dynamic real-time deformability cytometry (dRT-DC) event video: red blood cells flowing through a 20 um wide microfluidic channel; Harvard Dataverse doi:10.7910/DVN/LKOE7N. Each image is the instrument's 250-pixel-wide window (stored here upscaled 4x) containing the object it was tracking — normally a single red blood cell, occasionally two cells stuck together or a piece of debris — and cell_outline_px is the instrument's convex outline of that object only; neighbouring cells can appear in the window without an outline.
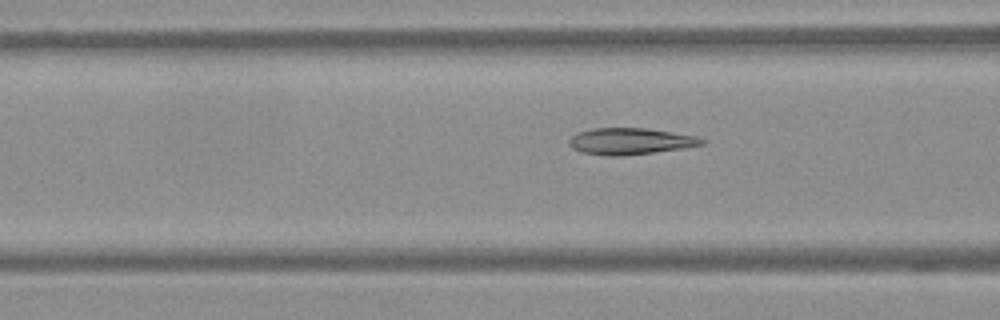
{"species": "Egyptian fruit bat (a non-hibernating species)", "species_latin": "Rousettus aegyptiacus", "temperature_condition": "warm", "stored_images_in_passage": 61, "camera_frame_rate_fps": 3000, "um_per_image_px": 0.085, "frame": {"image": 1, "passage_image": 25, "time_ms": 8.0, "image_size_px": [1000, 320], "cell_outline_px": [[704, 144], [680, 148], [624, 156], [608, 156], [580, 152], [572, 148], [568, 144], [568, 140], [576, 132], [592, 128], [644, 128], [672, 132], [696, 136], [704, 140]], "centroid_in_image_um": [53.49, 12.0], "position_along_channel_um": 113.1, "area_um2": 20.4}}
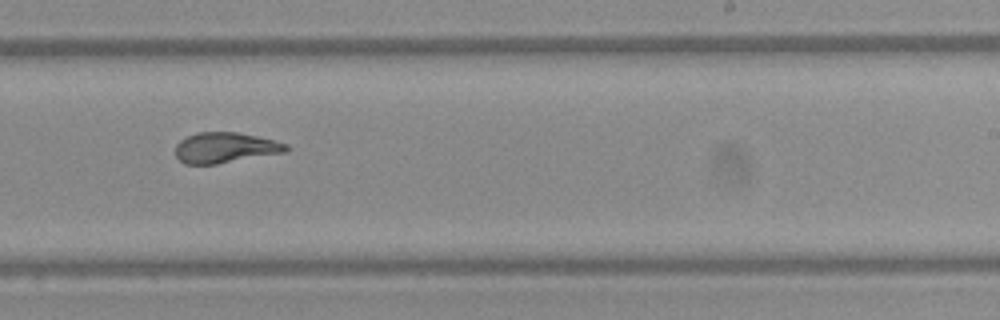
{"frame": {"image": 2, "passage_image": 39, "time_ms": 12.667, "image_size_px": [1000, 320], "cell_outline_px": [[292, 148], [288, 152], [216, 164], [184, 164], [176, 156], [176, 144], [180, 140], [196, 132], [236, 132], [256, 136], [288, 144]], "centroid_in_image_um": [19.17, 12.56], "position_along_channel_um": 269.8, "area_um2": 19.77}}
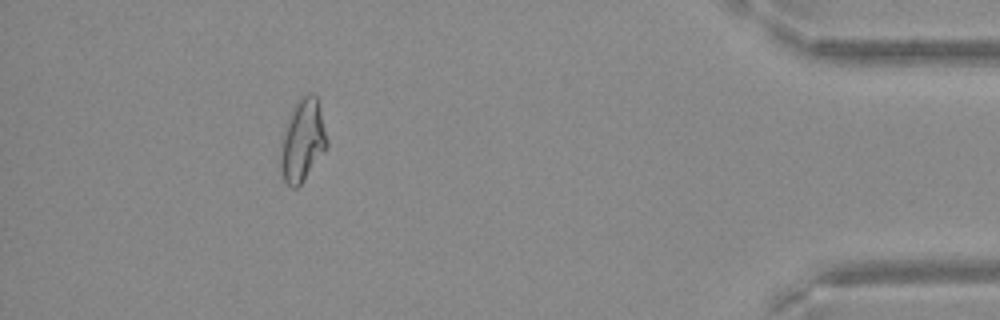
{"frame": {"image": 3, "passage_image": 56, "time_ms": 18.333, "image_size_px": [1000, 320], "cell_outline_px": [[328, 148], [300, 184], [296, 188], [292, 188], [284, 180], [280, 172], [280, 140], [292, 108], [296, 100], [300, 96], [308, 92], [316, 96], [328, 140]], "centroid_in_image_um": [25.7, 11.93], "position_along_channel_um": 409.5, "area_um2": 22.43}}